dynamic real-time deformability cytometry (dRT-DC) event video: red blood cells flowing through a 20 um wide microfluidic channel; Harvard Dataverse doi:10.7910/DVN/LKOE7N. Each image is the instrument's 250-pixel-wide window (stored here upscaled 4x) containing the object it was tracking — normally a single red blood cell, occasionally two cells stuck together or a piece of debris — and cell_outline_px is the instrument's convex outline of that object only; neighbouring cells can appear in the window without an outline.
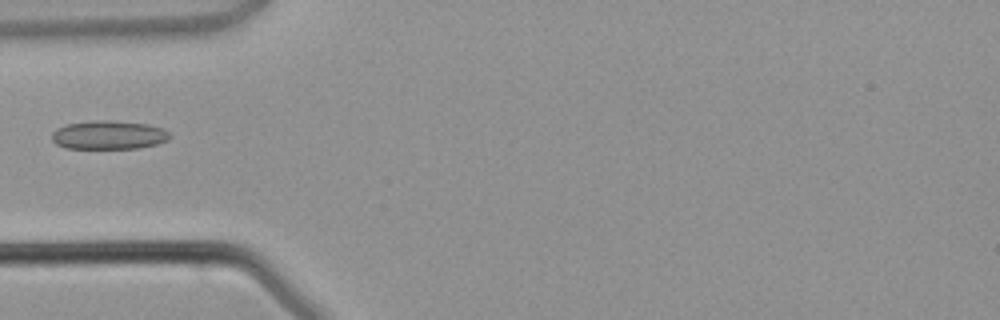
{"species": "common noctule bat (a hibernating species)", "species_latin": "Nyctalus noctula", "temperature_condition": "warm", "stored_images_in_passage": 1, "camera_frame_rate_fps": 3000, "um_per_image_px": 0.085, "animal": {"sex": "male", "body_mass_g": 21.5, "forearm_length_mm": 52.0}, "frame": {"image": 1, "passage_image": 1, "time_ms": 0.0, "image_size_px": [1000, 320], "cell_outline_px": [[172, 136], [168, 140], [156, 144], [136, 148], [64, 148], [56, 144], [52, 140], [52, 132], [56, 128], [64, 124], [96, 120], [112, 120], [148, 124], [164, 128]], "centroid_in_image_um": [9.23, 11.46], "position_along_channel_um": 75.8, "area_um2": 19.88}}